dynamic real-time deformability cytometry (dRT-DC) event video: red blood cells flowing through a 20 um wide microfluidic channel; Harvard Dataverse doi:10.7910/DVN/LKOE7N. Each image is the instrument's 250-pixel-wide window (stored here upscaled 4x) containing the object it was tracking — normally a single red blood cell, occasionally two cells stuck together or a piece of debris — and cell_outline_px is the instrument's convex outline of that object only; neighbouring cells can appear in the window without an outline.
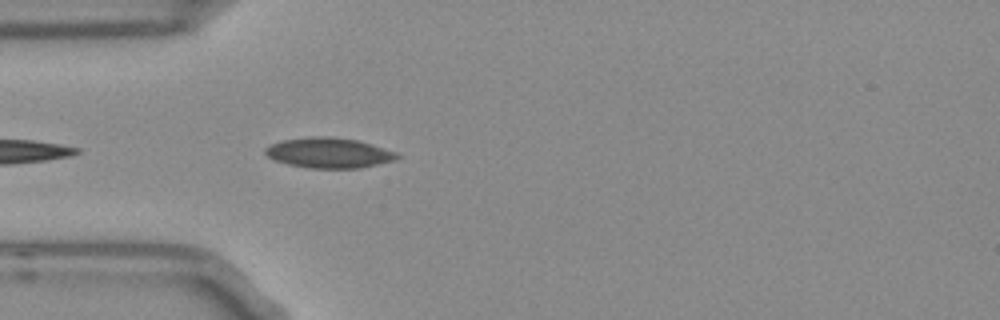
{"species": "Egyptian fruit bat (a non-hibernating species)", "species_latin": "Rousettus aegyptiacus", "temperature_condition": "room temperature", "stored_images_in_passage": 14, "camera_frame_rate_fps": 3000, "um_per_image_px": 0.085, "frame": {"image": 1, "passage_image": 3, "time_ms": 0.667, "image_size_px": [1000, 320], "cell_outline_px": [[400, 156], [396, 160], [360, 168], [308, 168], [288, 164], [272, 160], [264, 152], [264, 148], [272, 144], [284, 140], [312, 136], [328, 136], [356, 140], [372, 144], [396, 152]], "centroid_in_image_um": [27.95, 13.0], "position_along_channel_um": 57.1, "area_um2": 23.24}}